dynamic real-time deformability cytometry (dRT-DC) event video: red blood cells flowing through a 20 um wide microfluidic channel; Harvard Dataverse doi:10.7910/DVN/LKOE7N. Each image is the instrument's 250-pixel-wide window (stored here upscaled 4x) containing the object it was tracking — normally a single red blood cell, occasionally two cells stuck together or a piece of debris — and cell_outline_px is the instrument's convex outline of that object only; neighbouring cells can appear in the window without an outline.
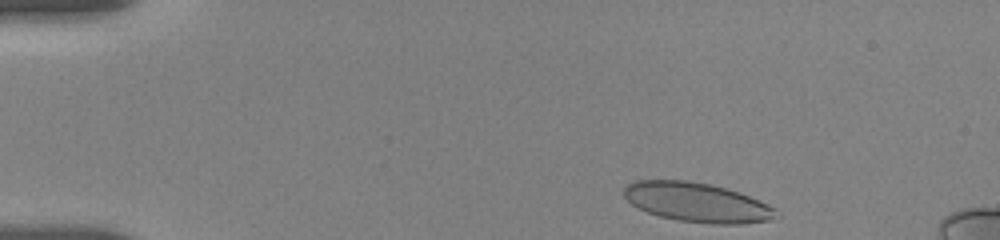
{"species": "human", "species_latin": "Homo sapiens", "temperature_condition": "room temperature", "stored_images_in_passage": 15, "camera_frame_rate_fps": 3000, "um_per_image_px": 0.085, "donor": {"sex": "female"}, "frame": {"image": 1, "passage_image": 1, "time_ms": 0.0, "image_size_px": [1000, 240], "cell_outline_px": [[780, 216], [768, 220], [744, 224], [712, 224], [680, 220], [660, 216], [648, 212], [632, 204], [624, 196], [624, 188], [628, 184], [636, 180], [688, 180], [712, 184], [748, 196], [776, 208]], "centroid_in_image_um": [59.26, 17.2], "position_along_channel_um": 25.7, "area_um2": 34.68}}
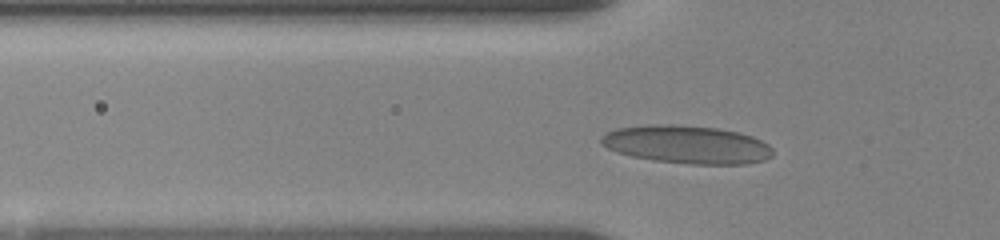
{"frame": {"image": 2, "passage_image": 10, "time_ms": 3.333, "image_size_px": [1000, 240], "cell_outline_px": [[772, 156], [764, 160], [748, 164], [688, 164], [656, 160], [632, 156], [616, 152], [600, 144], [600, 136], [616, 128], [652, 124], [672, 124], [716, 128], [740, 132], [752, 136], [768, 144], [772, 148]], "centroid_in_image_um": [58.38, 12.28], "position_along_channel_um": 67.4, "area_um2": 38.15}}
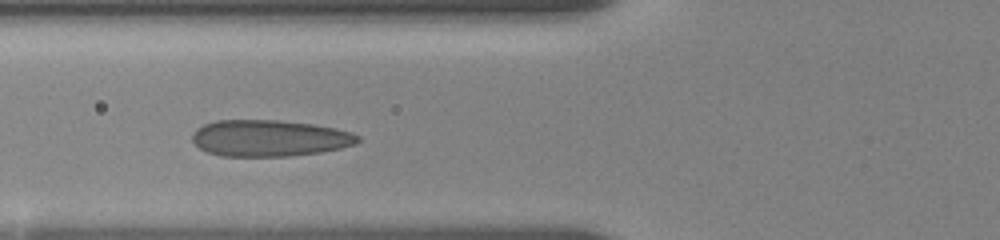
{"frame": {"image": 3, "passage_image": 14, "time_ms": 4.333, "image_size_px": [1000, 240], "cell_outline_px": [[360, 140], [356, 144], [340, 148], [320, 152], [288, 156], [220, 156], [208, 152], [200, 148], [192, 140], [192, 136], [196, 128], [204, 124], [216, 120], [280, 120], [312, 124], [336, 128], [352, 132], [360, 136]], "centroid_in_image_um": [22.91, 11.74], "position_along_channel_um": 102.9, "area_um2": 35.26}}